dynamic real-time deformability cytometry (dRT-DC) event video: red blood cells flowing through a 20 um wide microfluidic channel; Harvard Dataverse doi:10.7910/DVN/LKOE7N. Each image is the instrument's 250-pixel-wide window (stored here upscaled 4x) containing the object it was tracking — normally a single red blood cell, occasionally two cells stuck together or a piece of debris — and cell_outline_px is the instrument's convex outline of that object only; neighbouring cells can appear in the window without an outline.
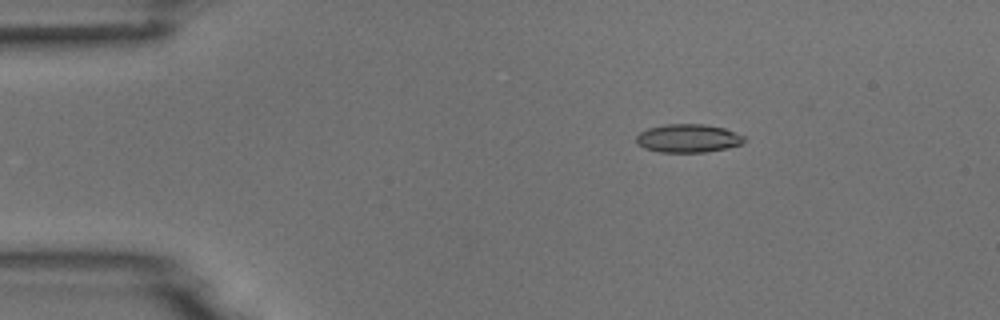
{"species": "common noctule bat (a hibernating species)", "species_latin": "Nyctalus noctula", "temperature_condition": "room temperature", "stored_images_in_passage": 3, "camera_frame_rate_fps": 3000, "um_per_image_px": 0.085, "animal": {"sex": "male", "body_mass_g": 18.8}, "frame": {"image": 1, "passage_image": 1, "time_ms": 0.0, "image_size_px": [1000, 320], "cell_outline_px": [[744, 144], [728, 148], [704, 152], [660, 152], [644, 148], [636, 144], [636, 136], [640, 132], [648, 128], [664, 124], [704, 124], [724, 128], [736, 132], [744, 136]], "centroid_in_image_um": [58.49, 11.75], "position_along_channel_um": 26.5, "area_um2": 17.98}}
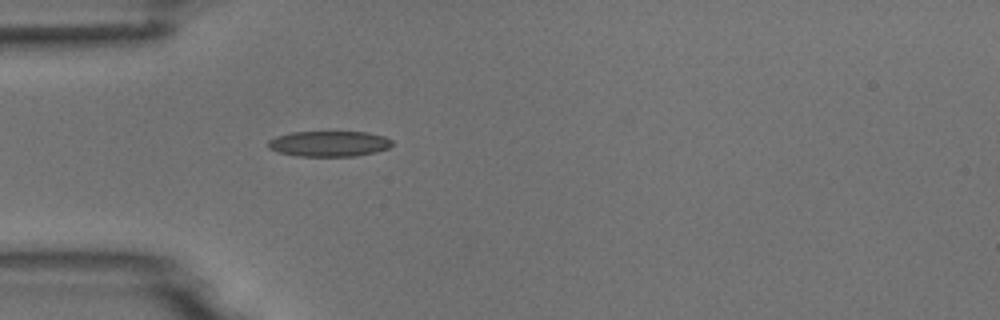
{"frame": {"image": 2, "passage_image": 3, "time_ms": 2.333, "image_size_px": [1000, 320], "cell_outline_px": [[392, 144], [388, 148], [376, 152], [356, 156], [296, 156], [276, 152], [268, 148], [268, 140], [276, 136], [292, 132], [368, 132], [384, 136], [392, 140]], "centroid_in_image_um": [27.95, 12.22], "position_along_channel_um": 57.1, "area_um2": 18.61}}